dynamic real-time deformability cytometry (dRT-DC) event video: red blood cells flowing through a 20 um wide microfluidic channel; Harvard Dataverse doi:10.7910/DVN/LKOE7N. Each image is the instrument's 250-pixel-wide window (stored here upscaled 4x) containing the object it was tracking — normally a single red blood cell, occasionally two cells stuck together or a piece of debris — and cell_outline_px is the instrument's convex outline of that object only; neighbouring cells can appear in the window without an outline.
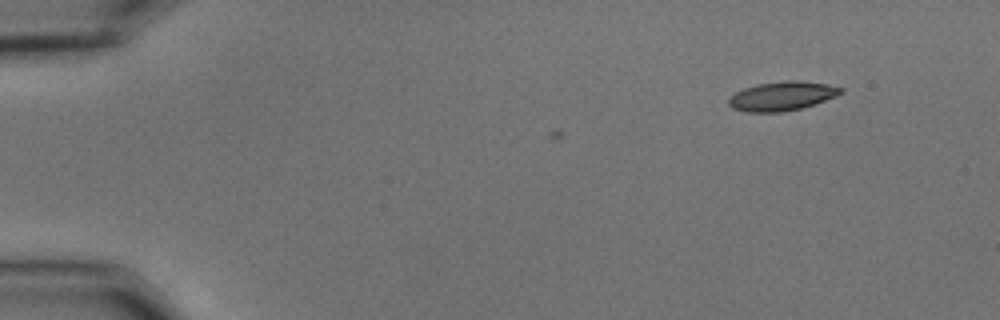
{"species": "common noctule bat (a hibernating species)", "species_latin": "Nyctalus noctula", "temperature_condition": "cold", "stored_images_in_passage": 2, "camera_frame_rate_fps": 3000, "um_per_image_px": 0.085, "animal": {"sex": "male", "body_mass_g": 15.6}, "frame": {"image": 1, "passage_image": 2, "time_ms": 0.333, "image_size_px": [1000, 320], "cell_outline_px": [[844, 92], [836, 96], [800, 108], [780, 112], [748, 112], [732, 108], [728, 104], [728, 100], [736, 92], [744, 88], [756, 84], [788, 80], [800, 80], [828, 84], [844, 88]], "centroid_in_image_um": [66.48, 8.15], "position_along_channel_um": 18.5, "area_um2": 18.9}}